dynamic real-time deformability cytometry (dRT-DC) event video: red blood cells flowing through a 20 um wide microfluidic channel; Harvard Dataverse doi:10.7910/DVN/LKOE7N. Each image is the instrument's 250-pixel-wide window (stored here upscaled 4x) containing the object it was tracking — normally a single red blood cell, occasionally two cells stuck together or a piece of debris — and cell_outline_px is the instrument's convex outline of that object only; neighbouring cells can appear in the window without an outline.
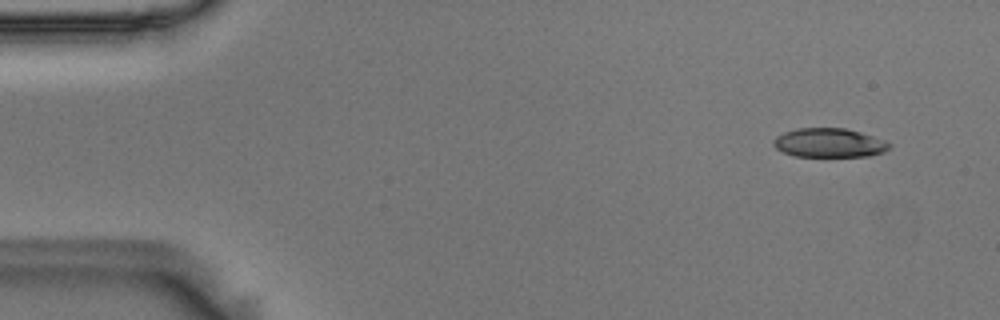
{"species": "Egyptian fruit bat (a non-hibernating species)", "species_latin": "Rousettus aegyptiacus", "temperature_condition": "room temperature", "stored_images_in_passage": 10, "camera_frame_rate_fps": 3000, "um_per_image_px": 0.085, "animal": {"sex": "male"}, "frame": {"image": 1, "passage_image": 1, "time_ms": 0.0, "image_size_px": [1000, 320], "cell_outline_px": [[892, 144], [884, 152], [868, 156], [796, 156], [780, 152], [772, 144], [772, 140], [776, 136], [784, 132], [796, 128], [844, 128], [860, 132], [872, 136]], "centroid_in_image_um": [70.42, 12.14], "position_along_channel_um": 14.6, "area_um2": 19.59}}